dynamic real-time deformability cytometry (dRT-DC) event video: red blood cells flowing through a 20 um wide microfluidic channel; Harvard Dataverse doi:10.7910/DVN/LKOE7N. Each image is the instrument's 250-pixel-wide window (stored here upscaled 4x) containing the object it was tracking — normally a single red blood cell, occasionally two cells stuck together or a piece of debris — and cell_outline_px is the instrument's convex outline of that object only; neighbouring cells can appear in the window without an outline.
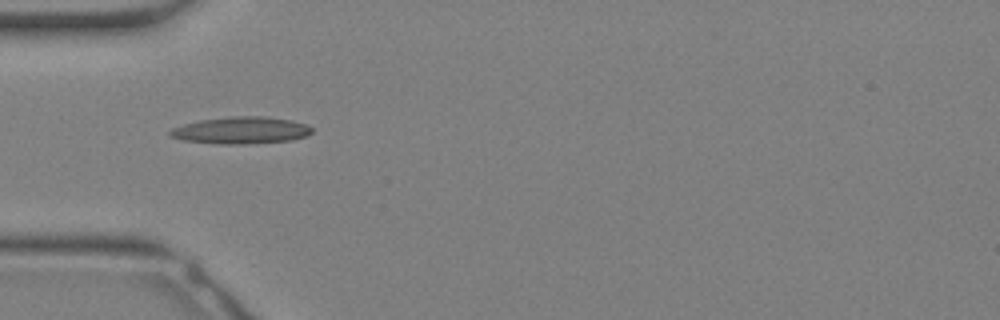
{"species": "Egyptian fruit bat (a non-hibernating species)", "species_latin": "Rousettus aegyptiacus", "temperature_condition": "warm", "stored_images_in_passage": 23, "camera_frame_rate_fps": 3000, "um_per_image_px": 0.085, "animal": {"sex": "female"}, "frame": {"image": 1, "passage_image": 1, "time_ms": 0.0, "image_size_px": [1000, 320], "cell_outline_px": [[312, 132], [308, 136], [292, 140], [244, 144], [216, 144], [184, 140], [168, 136], [168, 132], [172, 128], [184, 124], [200, 120], [228, 116], [268, 116], [292, 120], [304, 124], [312, 128]], "centroid_in_image_um": [20.48, 11.07], "position_along_channel_um": 64.5, "area_um2": 22.48}}
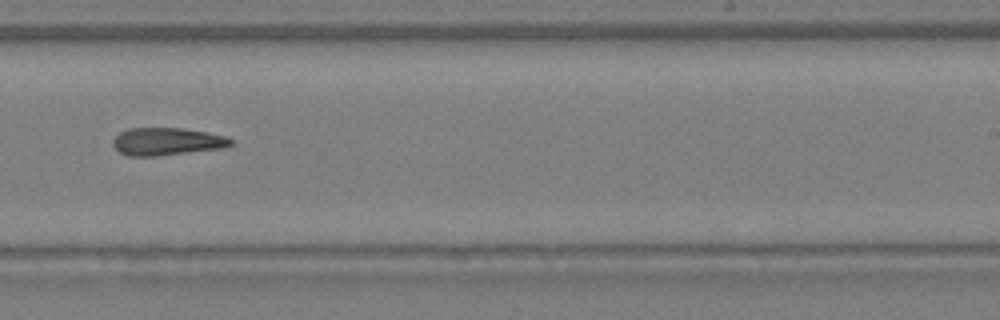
{"frame": {"image": 2, "passage_image": 11, "time_ms": 3.333, "image_size_px": [1000, 320], "cell_outline_px": [[236, 144], [228, 148], [156, 156], [128, 156], [120, 152], [112, 144], [112, 140], [120, 132], [128, 128], [180, 128], [208, 132], [228, 136]], "centroid_in_image_um": [14.26, 12.03], "position_along_channel_um": 274.7, "area_um2": 19.31}}
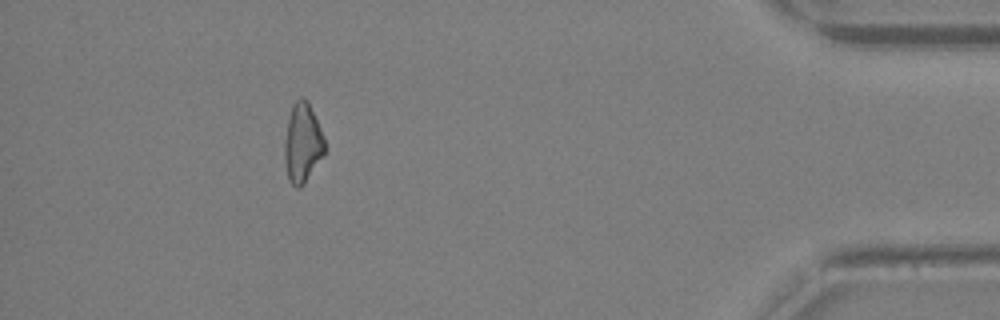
{"frame": {"image": 3, "passage_image": 20, "time_ms": 6.333, "image_size_px": [1000, 320], "cell_outline_px": [[324, 152], [304, 184], [300, 188], [296, 188], [288, 180], [284, 156], [284, 144], [288, 120], [292, 104], [300, 96], [304, 96], [308, 100], [324, 136]], "centroid_in_image_um": [25.7, 12.12], "position_along_channel_um": 409.5, "area_um2": 18.5}}